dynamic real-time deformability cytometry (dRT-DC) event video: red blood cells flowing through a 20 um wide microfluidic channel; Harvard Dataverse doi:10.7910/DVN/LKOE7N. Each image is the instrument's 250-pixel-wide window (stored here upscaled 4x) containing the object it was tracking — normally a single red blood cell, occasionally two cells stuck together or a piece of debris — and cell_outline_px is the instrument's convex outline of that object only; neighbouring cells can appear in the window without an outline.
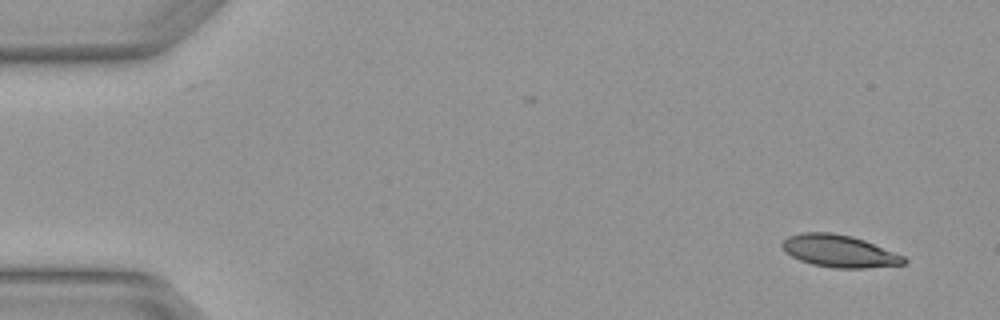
{"species": "Egyptian fruit bat (a non-hibernating species)", "species_latin": "Rousettus aegyptiacus", "temperature_condition": "warm", "stored_images_in_passage": 3, "camera_frame_rate_fps": 3000, "um_per_image_px": 0.085, "animal": {"sex": "female"}, "frame": {"image": 1, "passage_image": 1, "time_ms": 0.0, "image_size_px": [1000, 320], "cell_outline_px": [[908, 260], [904, 264], [864, 268], [832, 268], [812, 264], [800, 260], [784, 252], [780, 244], [788, 236], [804, 232], [832, 232], [852, 236], [864, 240], [904, 256]], "centroid_in_image_um": [71.31, 21.34], "position_along_channel_um": 13.7, "area_um2": 22.89}}